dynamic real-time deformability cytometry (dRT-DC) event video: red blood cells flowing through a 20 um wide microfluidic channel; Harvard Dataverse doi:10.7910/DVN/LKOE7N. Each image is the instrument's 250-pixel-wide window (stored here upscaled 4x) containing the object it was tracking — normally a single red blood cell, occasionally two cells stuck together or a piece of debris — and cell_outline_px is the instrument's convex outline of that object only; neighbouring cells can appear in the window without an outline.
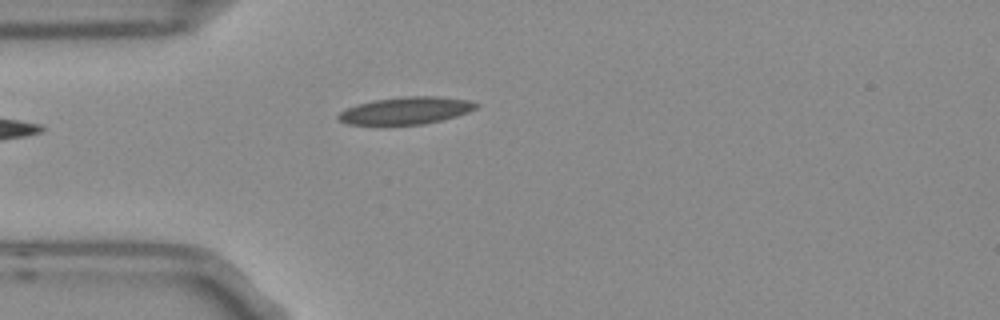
{"species": "Egyptian fruit bat (a non-hibernating species)", "species_latin": "Rousettus aegyptiacus", "temperature_condition": "room temperature", "stored_images_in_passage": 1, "camera_frame_rate_fps": 3000, "um_per_image_px": 0.085, "frame": {"image": 1, "passage_image": 1, "time_ms": 0.0, "image_size_px": [1000, 320], "cell_outline_px": [[480, 104], [476, 108], [468, 112], [456, 116], [424, 124], [348, 124], [336, 120], [336, 116], [344, 108], [356, 104], [376, 100], [404, 96], [440, 96], [468, 100]], "centroid_in_image_um": [34.47, 9.39], "position_along_channel_um": 50.5, "area_um2": 21.85}}